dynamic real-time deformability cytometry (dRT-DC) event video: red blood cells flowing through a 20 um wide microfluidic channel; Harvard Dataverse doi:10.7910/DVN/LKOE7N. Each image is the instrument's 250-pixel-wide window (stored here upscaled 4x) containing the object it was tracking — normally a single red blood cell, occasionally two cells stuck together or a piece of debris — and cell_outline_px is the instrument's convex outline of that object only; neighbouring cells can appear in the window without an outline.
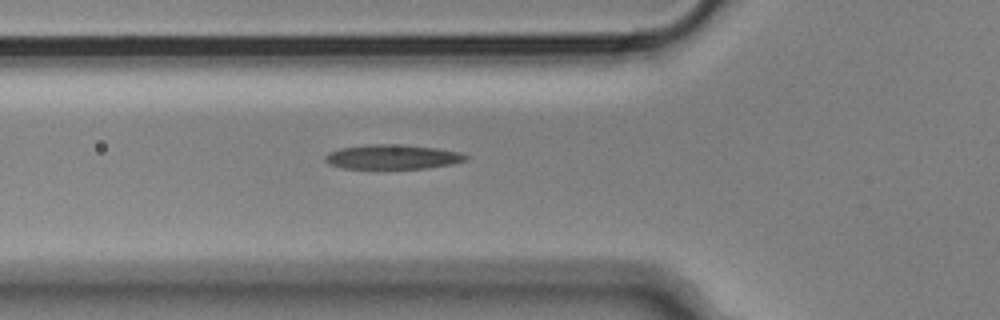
{"species": "Egyptian fruit bat (a non-hibernating species)", "species_latin": "Rousettus aegyptiacus", "temperature_condition": "cold", "stored_images_in_passage": 10, "camera_frame_rate_fps": 3000, "um_per_image_px": 0.085, "animal": {"sex": "male"}, "frame": {"image": 1, "passage_image": 2, "time_ms": 0.333, "image_size_px": [1000, 320], "cell_outline_px": [[468, 160], [452, 164], [424, 168], [340, 168], [328, 164], [324, 160], [324, 156], [328, 152], [340, 148], [372, 144], [392, 144], [436, 148], [460, 152], [468, 156]], "centroid_in_image_um": [33.33, 13.34], "position_along_channel_um": 92.5, "area_um2": 20.0}}
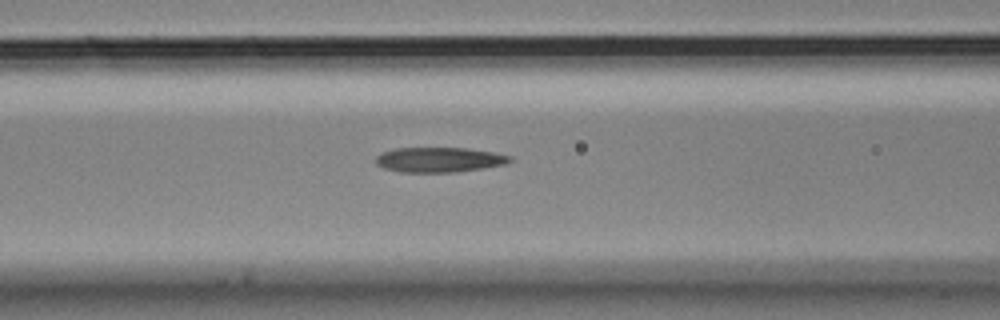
{"frame": {"image": 2, "passage_image": 5, "time_ms": 1.333, "image_size_px": [1000, 320], "cell_outline_px": [[512, 160], [504, 164], [484, 168], [456, 172], [400, 172], [384, 168], [376, 164], [376, 156], [384, 152], [396, 148], [464, 148], [492, 152], [512, 156]], "centroid_in_image_um": [37.33, 13.58], "position_along_channel_um": 129.3, "area_um2": 19.36}}
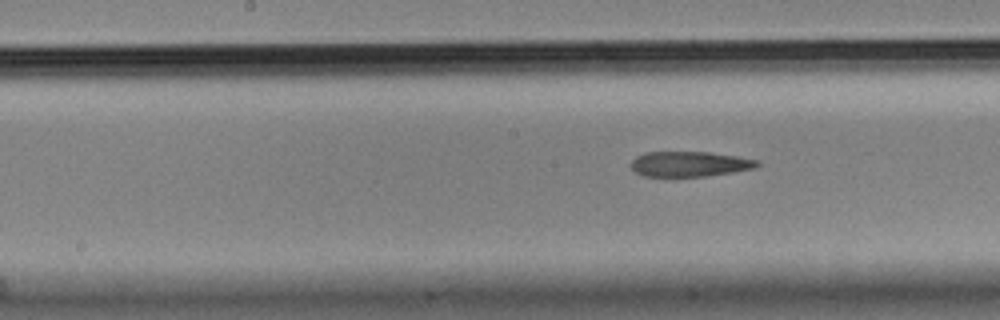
{"frame": {"image": 3, "passage_image": 10, "time_ms": 3.0, "image_size_px": [1000, 320], "cell_outline_px": [[760, 164], [752, 168], [732, 172], [704, 176], [644, 176], [636, 172], [632, 168], [632, 160], [636, 156], [644, 152], [708, 152], [736, 156], [760, 160]], "centroid_in_image_um": [58.61, 13.93], "position_along_channel_um": 189.6, "area_um2": 18.32}}